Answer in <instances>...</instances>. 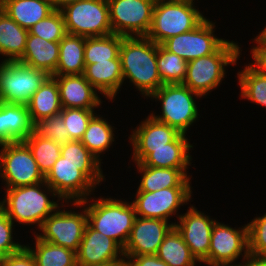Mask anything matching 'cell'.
<instances>
[{
  "instance_id": "9a60e30c",
  "label": "cell",
  "mask_w": 266,
  "mask_h": 266,
  "mask_svg": "<svg viewBox=\"0 0 266 266\" xmlns=\"http://www.w3.org/2000/svg\"><path fill=\"white\" fill-rule=\"evenodd\" d=\"M237 228L217 220L211 232L208 257L202 262H236L239 257L244 262L250 256L248 224Z\"/></svg>"
},
{
  "instance_id": "b9f144b4",
  "label": "cell",
  "mask_w": 266,
  "mask_h": 266,
  "mask_svg": "<svg viewBox=\"0 0 266 266\" xmlns=\"http://www.w3.org/2000/svg\"><path fill=\"white\" fill-rule=\"evenodd\" d=\"M61 156L72 163H103L81 141L77 140H71L69 143L61 145Z\"/></svg>"
},
{
  "instance_id": "bcb514c9",
  "label": "cell",
  "mask_w": 266,
  "mask_h": 266,
  "mask_svg": "<svg viewBox=\"0 0 266 266\" xmlns=\"http://www.w3.org/2000/svg\"><path fill=\"white\" fill-rule=\"evenodd\" d=\"M244 266H266V258H259L250 255L245 261Z\"/></svg>"
},
{
  "instance_id": "f35d334b",
  "label": "cell",
  "mask_w": 266,
  "mask_h": 266,
  "mask_svg": "<svg viewBox=\"0 0 266 266\" xmlns=\"http://www.w3.org/2000/svg\"><path fill=\"white\" fill-rule=\"evenodd\" d=\"M34 131L59 145H64L71 141L61 113L42 118L34 124Z\"/></svg>"
},
{
  "instance_id": "cb8c5ba5",
  "label": "cell",
  "mask_w": 266,
  "mask_h": 266,
  "mask_svg": "<svg viewBox=\"0 0 266 266\" xmlns=\"http://www.w3.org/2000/svg\"><path fill=\"white\" fill-rule=\"evenodd\" d=\"M131 131L128 137L132 148L169 147V143L180 134L175 128L155 119L151 114Z\"/></svg>"
},
{
  "instance_id": "9c48e42d",
  "label": "cell",
  "mask_w": 266,
  "mask_h": 266,
  "mask_svg": "<svg viewBox=\"0 0 266 266\" xmlns=\"http://www.w3.org/2000/svg\"><path fill=\"white\" fill-rule=\"evenodd\" d=\"M49 77L46 71L19 61H1L0 101L26 105Z\"/></svg>"
},
{
  "instance_id": "4fadbf2b",
  "label": "cell",
  "mask_w": 266,
  "mask_h": 266,
  "mask_svg": "<svg viewBox=\"0 0 266 266\" xmlns=\"http://www.w3.org/2000/svg\"><path fill=\"white\" fill-rule=\"evenodd\" d=\"M193 187H169L154 192H136L133 202L136 216L162 219L170 222V217L178 218L179 208L192 199ZM179 214V215H178Z\"/></svg>"
},
{
  "instance_id": "74e56055",
  "label": "cell",
  "mask_w": 266,
  "mask_h": 266,
  "mask_svg": "<svg viewBox=\"0 0 266 266\" xmlns=\"http://www.w3.org/2000/svg\"><path fill=\"white\" fill-rule=\"evenodd\" d=\"M28 33L47 41L59 42L67 34L62 12L55 10L47 18L29 28Z\"/></svg>"
},
{
  "instance_id": "8fae6325",
  "label": "cell",
  "mask_w": 266,
  "mask_h": 266,
  "mask_svg": "<svg viewBox=\"0 0 266 266\" xmlns=\"http://www.w3.org/2000/svg\"><path fill=\"white\" fill-rule=\"evenodd\" d=\"M70 205L75 206L76 209L79 207L80 211L82 208V212L64 210V208L59 207L44 220L38 230L42 233L36 231L34 233L41 240L77 252L87 225V214L86 209L80 202H70Z\"/></svg>"
},
{
  "instance_id": "7dc6e473",
  "label": "cell",
  "mask_w": 266,
  "mask_h": 266,
  "mask_svg": "<svg viewBox=\"0 0 266 266\" xmlns=\"http://www.w3.org/2000/svg\"><path fill=\"white\" fill-rule=\"evenodd\" d=\"M201 263L206 264L208 266H244V262H199L198 265H201Z\"/></svg>"
},
{
  "instance_id": "4316f807",
  "label": "cell",
  "mask_w": 266,
  "mask_h": 266,
  "mask_svg": "<svg viewBox=\"0 0 266 266\" xmlns=\"http://www.w3.org/2000/svg\"><path fill=\"white\" fill-rule=\"evenodd\" d=\"M26 105L33 124L42 118L59 114L63 108L57 81L50 76Z\"/></svg>"
},
{
  "instance_id": "4dcf8cb0",
  "label": "cell",
  "mask_w": 266,
  "mask_h": 266,
  "mask_svg": "<svg viewBox=\"0 0 266 266\" xmlns=\"http://www.w3.org/2000/svg\"><path fill=\"white\" fill-rule=\"evenodd\" d=\"M35 247L25 244L33 255L36 266H77L76 252L41 240L35 233Z\"/></svg>"
},
{
  "instance_id": "83f0119b",
  "label": "cell",
  "mask_w": 266,
  "mask_h": 266,
  "mask_svg": "<svg viewBox=\"0 0 266 266\" xmlns=\"http://www.w3.org/2000/svg\"><path fill=\"white\" fill-rule=\"evenodd\" d=\"M28 29L19 26L0 9V55L2 61H19L26 47Z\"/></svg>"
},
{
  "instance_id": "603a6c76",
  "label": "cell",
  "mask_w": 266,
  "mask_h": 266,
  "mask_svg": "<svg viewBox=\"0 0 266 266\" xmlns=\"http://www.w3.org/2000/svg\"><path fill=\"white\" fill-rule=\"evenodd\" d=\"M137 172L141 174L137 192H154L169 187H192L188 169L157 168L134 162Z\"/></svg>"
},
{
  "instance_id": "f1b7e54d",
  "label": "cell",
  "mask_w": 266,
  "mask_h": 266,
  "mask_svg": "<svg viewBox=\"0 0 266 266\" xmlns=\"http://www.w3.org/2000/svg\"><path fill=\"white\" fill-rule=\"evenodd\" d=\"M85 37L66 34L59 41V59L53 75H79L85 69Z\"/></svg>"
},
{
  "instance_id": "3957f363",
  "label": "cell",
  "mask_w": 266,
  "mask_h": 266,
  "mask_svg": "<svg viewBox=\"0 0 266 266\" xmlns=\"http://www.w3.org/2000/svg\"><path fill=\"white\" fill-rule=\"evenodd\" d=\"M102 163H72L60 156L45 176V182L69 205L91 195L106 178ZM67 202V203H66Z\"/></svg>"
},
{
  "instance_id": "d6986e66",
  "label": "cell",
  "mask_w": 266,
  "mask_h": 266,
  "mask_svg": "<svg viewBox=\"0 0 266 266\" xmlns=\"http://www.w3.org/2000/svg\"><path fill=\"white\" fill-rule=\"evenodd\" d=\"M123 249L111 238L93 229L88 223L76 252L77 265L124 263Z\"/></svg>"
},
{
  "instance_id": "5bb4252c",
  "label": "cell",
  "mask_w": 266,
  "mask_h": 266,
  "mask_svg": "<svg viewBox=\"0 0 266 266\" xmlns=\"http://www.w3.org/2000/svg\"><path fill=\"white\" fill-rule=\"evenodd\" d=\"M215 23L205 19L195 29L164 41L161 46L186 62L215 53L227 39L215 34Z\"/></svg>"
},
{
  "instance_id": "8d00e7d4",
  "label": "cell",
  "mask_w": 266,
  "mask_h": 266,
  "mask_svg": "<svg viewBox=\"0 0 266 266\" xmlns=\"http://www.w3.org/2000/svg\"><path fill=\"white\" fill-rule=\"evenodd\" d=\"M62 119L71 140L80 141L90 120L97 114L95 109L63 108Z\"/></svg>"
},
{
  "instance_id": "ee69618b",
  "label": "cell",
  "mask_w": 266,
  "mask_h": 266,
  "mask_svg": "<svg viewBox=\"0 0 266 266\" xmlns=\"http://www.w3.org/2000/svg\"><path fill=\"white\" fill-rule=\"evenodd\" d=\"M0 266H36L31 252L24 246L20 251L4 256Z\"/></svg>"
},
{
  "instance_id": "52a82bcc",
  "label": "cell",
  "mask_w": 266,
  "mask_h": 266,
  "mask_svg": "<svg viewBox=\"0 0 266 266\" xmlns=\"http://www.w3.org/2000/svg\"><path fill=\"white\" fill-rule=\"evenodd\" d=\"M194 4L196 3H155L151 26L146 37L161 45L171 37L195 29L207 17H204L202 11Z\"/></svg>"
},
{
  "instance_id": "ba28073f",
  "label": "cell",
  "mask_w": 266,
  "mask_h": 266,
  "mask_svg": "<svg viewBox=\"0 0 266 266\" xmlns=\"http://www.w3.org/2000/svg\"><path fill=\"white\" fill-rule=\"evenodd\" d=\"M60 11L67 34L96 37L112 33L107 0H81L65 5Z\"/></svg>"
},
{
  "instance_id": "d4e9b609",
  "label": "cell",
  "mask_w": 266,
  "mask_h": 266,
  "mask_svg": "<svg viewBox=\"0 0 266 266\" xmlns=\"http://www.w3.org/2000/svg\"><path fill=\"white\" fill-rule=\"evenodd\" d=\"M58 59L59 42L47 41L28 33L25 51L19 62L44 70L52 76L56 71Z\"/></svg>"
},
{
  "instance_id": "2e32d148",
  "label": "cell",
  "mask_w": 266,
  "mask_h": 266,
  "mask_svg": "<svg viewBox=\"0 0 266 266\" xmlns=\"http://www.w3.org/2000/svg\"><path fill=\"white\" fill-rule=\"evenodd\" d=\"M188 208L184 214H180L174 227L181 234L191 254L201 262L208 257L211 232L216 220L194 205Z\"/></svg>"
},
{
  "instance_id": "30bf717a",
  "label": "cell",
  "mask_w": 266,
  "mask_h": 266,
  "mask_svg": "<svg viewBox=\"0 0 266 266\" xmlns=\"http://www.w3.org/2000/svg\"><path fill=\"white\" fill-rule=\"evenodd\" d=\"M0 147V178L5 188L22 187L45 181V176L24 141L1 144Z\"/></svg>"
},
{
  "instance_id": "f5cc1de1",
  "label": "cell",
  "mask_w": 266,
  "mask_h": 266,
  "mask_svg": "<svg viewBox=\"0 0 266 266\" xmlns=\"http://www.w3.org/2000/svg\"><path fill=\"white\" fill-rule=\"evenodd\" d=\"M6 0H0V6L5 2Z\"/></svg>"
},
{
  "instance_id": "60d3db41",
  "label": "cell",
  "mask_w": 266,
  "mask_h": 266,
  "mask_svg": "<svg viewBox=\"0 0 266 266\" xmlns=\"http://www.w3.org/2000/svg\"><path fill=\"white\" fill-rule=\"evenodd\" d=\"M15 224L0 208V255L2 257L20 251L25 245L13 240Z\"/></svg>"
},
{
  "instance_id": "6da1fadb",
  "label": "cell",
  "mask_w": 266,
  "mask_h": 266,
  "mask_svg": "<svg viewBox=\"0 0 266 266\" xmlns=\"http://www.w3.org/2000/svg\"><path fill=\"white\" fill-rule=\"evenodd\" d=\"M49 196H52L54 200L57 197V200L54 201ZM63 204L64 201L44 181L22 187L5 188V196L0 201V208L13 223L37 225V229H40L47 217L60 206L65 207V204Z\"/></svg>"
},
{
  "instance_id": "ac0fdd59",
  "label": "cell",
  "mask_w": 266,
  "mask_h": 266,
  "mask_svg": "<svg viewBox=\"0 0 266 266\" xmlns=\"http://www.w3.org/2000/svg\"><path fill=\"white\" fill-rule=\"evenodd\" d=\"M175 223L136 216L130 236L123 248L124 256L156 255L165 236Z\"/></svg>"
},
{
  "instance_id": "8992f818",
  "label": "cell",
  "mask_w": 266,
  "mask_h": 266,
  "mask_svg": "<svg viewBox=\"0 0 266 266\" xmlns=\"http://www.w3.org/2000/svg\"><path fill=\"white\" fill-rule=\"evenodd\" d=\"M150 98L161 103V115H155L151 111V116L181 134L186 135L190 127L199 120L200 114L195 99L202 97L183 84H163Z\"/></svg>"
},
{
  "instance_id": "484cf974",
  "label": "cell",
  "mask_w": 266,
  "mask_h": 266,
  "mask_svg": "<svg viewBox=\"0 0 266 266\" xmlns=\"http://www.w3.org/2000/svg\"><path fill=\"white\" fill-rule=\"evenodd\" d=\"M0 9L25 29L31 28L55 11L50 0H6Z\"/></svg>"
},
{
  "instance_id": "277c9868",
  "label": "cell",
  "mask_w": 266,
  "mask_h": 266,
  "mask_svg": "<svg viewBox=\"0 0 266 266\" xmlns=\"http://www.w3.org/2000/svg\"><path fill=\"white\" fill-rule=\"evenodd\" d=\"M108 197V195L105 198L100 196L96 199L95 196L94 198L90 196L80 203L86 209L87 223L93 229L113 239L123 249L136 218L135 208L128 200Z\"/></svg>"
},
{
  "instance_id": "836d02e7",
  "label": "cell",
  "mask_w": 266,
  "mask_h": 266,
  "mask_svg": "<svg viewBox=\"0 0 266 266\" xmlns=\"http://www.w3.org/2000/svg\"><path fill=\"white\" fill-rule=\"evenodd\" d=\"M240 97L266 107V75L253 69L249 64L237 73Z\"/></svg>"
},
{
  "instance_id": "f907efd6",
  "label": "cell",
  "mask_w": 266,
  "mask_h": 266,
  "mask_svg": "<svg viewBox=\"0 0 266 266\" xmlns=\"http://www.w3.org/2000/svg\"><path fill=\"white\" fill-rule=\"evenodd\" d=\"M77 266H84V265H77ZM89 266H124V263H106L102 265H89Z\"/></svg>"
},
{
  "instance_id": "d590c367",
  "label": "cell",
  "mask_w": 266,
  "mask_h": 266,
  "mask_svg": "<svg viewBox=\"0 0 266 266\" xmlns=\"http://www.w3.org/2000/svg\"><path fill=\"white\" fill-rule=\"evenodd\" d=\"M187 64L183 58L157 44V67L163 84H182Z\"/></svg>"
},
{
  "instance_id": "1f68e13d",
  "label": "cell",
  "mask_w": 266,
  "mask_h": 266,
  "mask_svg": "<svg viewBox=\"0 0 266 266\" xmlns=\"http://www.w3.org/2000/svg\"><path fill=\"white\" fill-rule=\"evenodd\" d=\"M156 255L168 266H197L199 263L175 227L165 236Z\"/></svg>"
},
{
  "instance_id": "ffe728a7",
  "label": "cell",
  "mask_w": 266,
  "mask_h": 266,
  "mask_svg": "<svg viewBox=\"0 0 266 266\" xmlns=\"http://www.w3.org/2000/svg\"><path fill=\"white\" fill-rule=\"evenodd\" d=\"M57 81L62 108L98 109L102 104L101 94L79 75H52Z\"/></svg>"
},
{
  "instance_id": "44dd1931",
  "label": "cell",
  "mask_w": 266,
  "mask_h": 266,
  "mask_svg": "<svg viewBox=\"0 0 266 266\" xmlns=\"http://www.w3.org/2000/svg\"><path fill=\"white\" fill-rule=\"evenodd\" d=\"M33 131L27 105L0 101V145L25 141Z\"/></svg>"
},
{
  "instance_id": "e0dca14e",
  "label": "cell",
  "mask_w": 266,
  "mask_h": 266,
  "mask_svg": "<svg viewBox=\"0 0 266 266\" xmlns=\"http://www.w3.org/2000/svg\"><path fill=\"white\" fill-rule=\"evenodd\" d=\"M193 144L185 134H179L169 147L160 148H132V162L157 168L188 169L191 166Z\"/></svg>"
},
{
  "instance_id": "681fc988",
  "label": "cell",
  "mask_w": 266,
  "mask_h": 266,
  "mask_svg": "<svg viewBox=\"0 0 266 266\" xmlns=\"http://www.w3.org/2000/svg\"><path fill=\"white\" fill-rule=\"evenodd\" d=\"M155 3L160 2H174V3H194L195 0H154Z\"/></svg>"
},
{
  "instance_id": "7402d4cb",
  "label": "cell",
  "mask_w": 266,
  "mask_h": 266,
  "mask_svg": "<svg viewBox=\"0 0 266 266\" xmlns=\"http://www.w3.org/2000/svg\"><path fill=\"white\" fill-rule=\"evenodd\" d=\"M86 80L109 101L114 102L123 85L121 59L85 64L83 72Z\"/></svg>"
},
{
  "instance_id": "d6a6232c",
  "label": "cell",
  "mask_w": 266,
  "mask_h": 266,
  "mask_svg": "<svg viewBox=\"0 0 266 266\" xmlns=\"http://www.w3.org/2000/svg\"><path fill=\"white\" fill-rule=\"evenodd\" d=\"M124 37L118 34L85 37V64L120 59V47Z\"/></svg>"
},
{
  "instance_id": "816d5d0a",
  "label": "cell",
  "mask_w": 266,
  "mask_h": 266,
  "mask_svg": "<svg viewBox=\"0 0 266 266\" xmlns=\"http://www.w3.org/2000/svg\"><path fill=\"white\" fill-rule=\"evenodd\" d=\"M257 37L261 40L266 41V26L263 30H261V32H259V34H257Z\"/></svg>"
},
{
  "instance_id": "f546056e",
  "label": "cell",
  "mask_w": 266,
  "mask_h": 266,
  "mask_svg": "<svg viewBox=\"0 0 266 266\" xmlns=\"http://www.w3.org/2000/svg\"><path fill=\"white\" fill-rule=\"evenodd\" d=\"M103 115H95L89 122L88 127L80 140L86 148L101 162L100 156L111 148L115 141L114 130Z\"/></svg>"
},
{
  "instance_id": "7bdbcfd3",
  "label": "cell",
  "mask_w": 266,
  "mask_h": 266,
  "mask_svg": "<svg viewBox=\"0 0 266 266\" xmlns=\"http://www.w3.org/2000/svg\"><path fill=\"white\" fill-rule=\"evenodd\" d=\"M256 43L251 49L252 62L249 65L258 72L266 75V41L253 38Z\"/></svg>"
},
{
  "instance_id": "7c38bea8",
  "label": "cell",
  "mask_w": 266,
  "mask_h": 266,
  "mask_svg": "<svg viewBox=\"0 0 266 266\" xmlns=\"http://www.w3.org/2000/svg\"><path fill=\"white\" fill-rule=\"evenodd\" d=\"M113 34L146 37L152 22L154 0H107Z\"/></svg>"
},
{
  "instance_id": "7a4b0ae2",
  "label": "cell",
  "mask_w": 266,
  "mask_h": 266,
  "mask_svg": "<svg viewBox=\"0 0 266 266\" xmlns=\"http://www.w3.org/2000/svg\"><path fill=\"white\" fill-rule=\"evenodd\" d=\"M120 59L123 83L129 79V83L145 99L163 85L157 67V44L152 40L147 37H124Z\"/></svg>"
},
{
  "instance_id": "c3c4849f",
  "label": "cell",
  "mask_w": 266,
  "mask_h": 266,
  "mask_svg": "<svg viewBox=\"0 0 266 266\" xmlns=\"http://www.w3.org/2000/svg\"><path fill=\"white\" fill-rule=\"evenodd\" d=\"M81 0H50L55 10L62 9L65 5Z\"/></svg>"
},
{
  "instance_id": "e575fe53",
  "label": "cell",
  "mask_w": 266,
  "mask_h": 266,
  "mask_svg": "<svg viewBox=\"0 0 266 266\" xmlns=\"http://www.w3.org/2000/svg\"><path fill=\"white\" fill-rule=\"evenodd\" d=\"M24 142L30 148L40 171L46 176L61 156V145L38 135L35 131Z\"/></svg>"
},
{
  "instance_id": "f6af8a7d",
  "label": "cell",
  "mask_w": 266,
  "mask_h": 266,
  "mask_svg": "<svg viewBox=\"0 0 266 266\" xmlns=\"http://www.w3.org/2000/svg\"><path fill=\"white\" fill-rule=\"evenodd\" d=\"M124 266H168L157 255L124 256Z\"/></svg>"
},
{
  "instance_id": "ab89813d",
  "label": "cell",
  "mask_w": 266,
  "mask_h": 266,
  "mask_svg": "<svg viewBox=\"0 0 266 266\" xmlns=\"http://www.w3.org/2000/svg\"><path fill=\"white\" fill-rule=\"evenodd\" d=\"M248 224L249 255L266 258V213Z\"/></svg>"
},
{
  "instance_id": "5b68a950",
  "label": "cell",
  "mask_w": 266,
  "mask_h": 266,
  "mask_svg": "<svg viewBox=\"0 0 266 266\" xmlns=\"http://www.w3.org/2000/svg\"><path fill=\"white\" fill-rule=\"evenodd\" d=\"M239 46L228 39L215 53L189 61L182 84L201 97L209 95L222 83L226 67L237 64L242 51Z\"/></svg>"
}]
</instances>
